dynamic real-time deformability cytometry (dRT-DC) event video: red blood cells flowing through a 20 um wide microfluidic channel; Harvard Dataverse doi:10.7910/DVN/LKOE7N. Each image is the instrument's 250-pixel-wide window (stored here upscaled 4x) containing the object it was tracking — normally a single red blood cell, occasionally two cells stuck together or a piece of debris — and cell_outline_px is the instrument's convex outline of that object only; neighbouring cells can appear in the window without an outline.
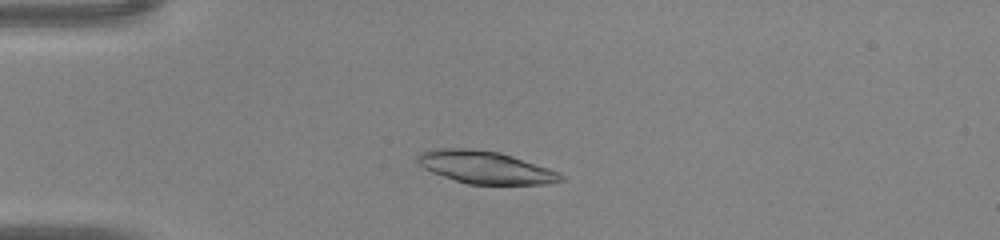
{"species": "common noctule bat (a hibernating species)", "species_latin": "Nyctalus noctula", "temperature_condition": "warm", "stored_images_in_passage": 42, "camera_frame_rate_fps": 3000, "um_per_image_px": 0.085, "animal": {"sex": "male", "body_mass_g": 20.0, "forearm_length_mm": 53.3}, "frame": {"image": 1, "passage_image": 9, "time_ms": 2.667, "image_size_px": [1000, 240], "cell_outline_px": [[564, 180], [548, 184], [468, 184], [432, 172], [424, 168], [416, 160], [416, 156], [420, 152], [432, 148], [472, 148], [500, 152], [560, 172], [564, 176]], "centroid_in_image_um": [41.25, 14.21], "position_along_channel_um": 43.8, "area_um2": 27.17}}
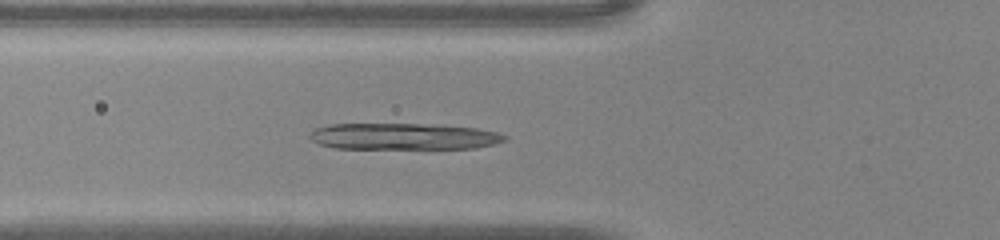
{"frame": {"image": 2, "passage_image": 14, "time_ms": 4.333, "image_size_px": [1000, 240], "cell_outline_px": [[508, 140], [476, 148], [336, 148], [320, 144], [312, 140], [308, 136], [316, 128], [332, 124], [444, 124], [476, 128], [496, 132], [508, 136]], "centroid_in_image_um": [34.35, 11.58], "position_along_channel_um": 91.4, "area_um2": 30.0}}
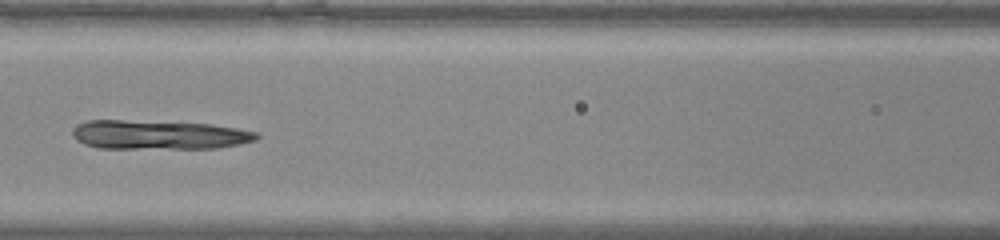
{"frame": {"image": 3, "passage_image": 18, "time_ms": 5.667, "image_size_px": [1000, 240], "cell_outline_px": [[260, 136], [256, 140], [240, 144], [220, 148], [96, 148], [84, 144], [76, 140], [72, 136], [72, 128], [76, 124], [88, 120], [120, 120], [212, 124], [236, 128], [256, 132]], "centroid_in_image_um": [13.46, 11.46], "position_along_channel_um": 153.1, "area_um2": 31.39}}